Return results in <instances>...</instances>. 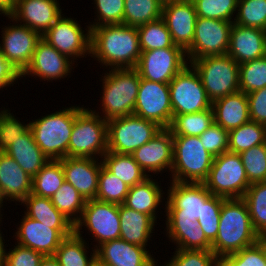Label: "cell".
I'll use <instances>...</instances> for the list:
<instances>
[{
    "label": "cell",
    "instance_id": "obj_1",
    "mask_svg": "<svg viewBox=\"0 0 266 266\" xmlns=\"http://www.w3.org/2000/svg\"><path fill=\"white\" fill-rule=\"evenodd\" d=\"M90 33V57L100 65L109 69L136 68L142 53L137 27L102 25L90 28Z\"/></svg>",
    "mask_w": 266,
    "mask_h": 266
},
{
    "label": "cell",
    "instance_id": "obj_2",
    "mask_svg": "<svg viewBox=\"0 0 266 266\" xmlns=\"http://www.w3.org/2000/svg\"><path fill=\"white\" fill-rule=\"evenodd\" d=\"M259 235L253 229L246 202L242 198L223 201L217 237L211 244L213 253L221 259L255 244Z\"/></svg>",
    "mask_w": 266,
    "mask_h": 266
},
{
    "label": "cell",
    "instance_id": "obj_3",
    "mask_svg": "<svg viewBox=\"0 0 266 266\" xmlns=\"http://www.w3.org/2000/svg\"><path fill=\"white\" fill-rule=\"evenodd\" d=\"M107 71L101 79V117L108 121L133 114L141 82L138 70L115 68Z\"/></svg>",
    "mask_w": 266,
    "mask_h": 266
},
{
    "label": "cell",
    "instance_id": "obj_4",
    "mask_svg": "<svg viewBox=\"0 0 266 266\" xmlns=\"http://www.w3.org/2000/svg\"><path fill=\"white\" fill-rule=\"evenodd\" d=\"M84 107L71 106L29 122L33 138L49 160L68 157V145L76 116Z\"/></svg>",
    "mask_w": 266,
    "mask_h": 266
},
{
    "label": "cell",
    "instance_id": "obj_5",
    "mask_svg": "<svg viewBox=\"0 0 266 266\" xmlns=\"http://www.w3.org/2000/svg\"><path fill=\"white\" fill-rule=\"evenodd\" d=\"M214 161L197 136H173L171 181L203 183Z\"/></svg>",
    "mask_w": 266,
    "mask_h": 266
},
{
    "label": "cell",
    "instance_id": "obj_6",
    "mask_svg": "<svg viewBox=\"0 0 266 266\" xmlns=\"http://www.w3.org/2000/svg\"><path fill=\"white\" fill-rule=\"evenodd\" d=\"M88 109L84 108L75 118L68 157L101 160L108 151L107 121L99 115V111Z\"/></svg>",
    "mask_w": 266,
    "mask_h": 266
},
{
    "label": "cell",
    "instance_id": "obj_7",
    "mask_svg": "<svg viewBox=\"0 0 266 266\" xmlns=\"http://www.w3.org/2000/svg\"><path fill=\"white\" fill-rule=\"evenodd\" d=\"M211 102L239 89V64L228 54L207 56L190 62Z\"/></svg>",
    "mask_w": 266,
    "mask_h": 266
},
{
    "label": "cell",
    "instance_id": "obj_8",
    "mask_svg": "<svg viewBox=\"0 0 266 266\" xmlns=\"http://www.w3.org/2000/svg\"><path fill=\"white\" fill-rule=\"evenodd\" d=\"M203 183L213 195L226 199L242 198L251 185L240 155L229 151L214 157L209 175Z\"/></svg>",
    "mask_w": 266,
    "mask_h": 266
},
{
    "label": "cell",
    "instance_id": "obj_9",
    "mask_svg": "<svg viewBox=\"0 0 266 266\" xmlns=\"http://www.w3.org/2000/svg\"><path fill=\"white\" fill-rule=\"evenodd\" d=\"M162 128L135 114L107 121L108 151L132 154L151 140Z\"/></svg>",
    "mask_w": 266,
    "mask_h": 266
},
{
    "label": "cell",
    "instance_id": "obj_10",
    "mask_svg": "<svg viewBox=\"0 0 266 266\" xmlns=\"http://www.w3.org/2000/svg\"><path fill=\"white\" fill-rule=\"evenodd\" d=\"M165 201V222H195L201 218L203 205L212 195L204 183L170 182Z\"/></svg>",
    "mask_w": 266,
    "mask_h": 266
},
{
    "label": "cell",
    "instance_id": "obj_11",
    "mask_svg": "<svg viewBox=\"0 0 266 266\" xmlns=\"http://www.w3.org/2000/svg\"><path fill=\"white\" fill-rule=\"evenodd\" d=\"M168 85L173 115L191 114L211 108L212 102L190 63Z\"/></svg>",
    "mask_w": 266,
    "mask_h": 266
},
{
    "label": "cell",
    "instance_id": "obj_12",
    "mask_svg": "<svg viewBox=\"0 0 266 266\" xmlns=\"http://www.w3.org/2000/svg\"><path fill=\"white\" fill-rule=\"evenodd\" d=\"M233 22L197 17L194 38L186 51L188 63L207 56L227 54Z\"/></svg>",
    "mask_w": 266,
    "mask_h": 266
},
{
    "label": "cell",
    "instance_id": "obj_13",
    "mask_svg": "<svg viewBox=\"0 0 266 266\" xmlns=\"http://www.w3.org/2000/svg\"><path fill=\"white\" fill-rule=\"evenodd\" d=\"M83 225L94 237L95 249L106 241L120 238L119 204L87 200L75 231L82 230Z\"/></svg>",
    "mask_w": 266,
    "mask_h": 266
},
{
    "label": "cell",
    "instance_id": "obj_14",
    "mask_svg": "<svg viewBox=\"0 0 266 266\" xmlns=\"http://www.w3.org/2000/svg\"><path fill=\"white\" fill-rule=\"evenodd\" d=\"M15 232L17 244L44 256L54 255L61 242L75 232V225H45L24 214Z\"/></svg>",
    "mask_w": 266,
    "mask_h": 266
},
{
    "label": "cell",
    "instance_id": "obj_15",
    "mask_svg": "<svg viewBox=\"0 0 266 266\" xmlns=\"http://www.w3.org/2000/svg\"><path fill=\"white\" fill-rule=\"evenodd\" d=\"M188 64L186 52L173 45L163 49L142 51L136 69L142 79L169 84Z\"/></svg>",
    "mask_w": 266,
    "mask_h": 266
},
{
    "label": "cell",
    "instance_id": "obj_16",
    "mask_svg": "<svg viewBox=\"0 0 266 266\" xmlns=\"http://www.w3.org/2000/svg\"><path fill=\"white\" fill-rule=\"evenodd\" d=\"M133 114L169 128L173 120L169 85L141 78Z\"/></svg>",
    "mask_w": 266,
    "mask_h": 266
},
{
    "label": "cell",
    "instance_id": "obj_17",
    "mask_svg": "<svg viewBox=\"0 0 266 266\" xmlns=\"http://www.w3.org/2000/svg\"><path fill=\"white\" fill-rule=\"evenodd\" d=\"M86 33L74 18L64 17V14L42 35L58 52L70 59L84 58L90 55L91 33Z\"/></svg>",
    "mask_w": 266,
    "mask_h": 266
},
{
    "label": "cell",
    "instance_id": "obj_18",
    "mask_svg": "<svg viewBox=\"0 0 266 266\" xmlns=\"http://www.w3.org/2000/svg\"><path fill=\"white\" fill-rule=\"evenodd\" d=\"M13 23L1 29L2 41L0 50L7 61L21 74L30 64L38 41L42 36L27 27L17 24L9 15H6Z\"/></svg>",
    "mask_w": 266,
    "mask_h": 266
},
{
    "label": "cell",
    "instance_id": "obj_19",
    "mask_svg": "<svg viewBox=\"0 0 266 266\" xmlns=\"http://www.w3.org/2000/svg\"><path fill=\"white\" fill-rule=\"evenodd\" d=\"M74 62L68 56L58 52L46 40L41 38L33 53L32 60L26 69L21 73V78L26 75L39 77L44 81H52L67 78L71 74Z\"/></svg>",
    "mask_w": 266,
    "mask_h": 266
},
{
    "label": "cell",
    "instance_id": "obj_20",
    "mask_svg": "<svg viewBox=\"0 0 266 266\" xmlns=\"http://www.w3.org/2000/svg\"><path fill=\"white\" fill-rule=\"evenodd\" d=\"M147 176L150 173L168 171L173 165V136L169 128H162L151 140L136 149L132 154ZM150 175H149V174Z\"/></svg>",
    "mask_w": 266,
    "mask_h": 266
},
{
    "label": "cell",
    "instance_id": "obj_21",
    "mask_svg": "<svg viewBox=\"0 0 266 266\" xmlns=\"http://www.w3.org/2000/svg\"><path fill=\"white\" fill-rule=\"evenodd\" d=\"M162 19L166 23L174 45L186 52L191 47L197 19L193 2L182 0L163 4Z\"/></svg>",
    "mask_w": 266,
    "mask_h": 266
},
{
    "label": "cell",
    "instance_id": "obj_22",
    "mask_svg": "<svg viewBox=\"0 0 266 266\" xmlns=\"http://www.w3.org/2000/svg\"><path fill=\"white\" fill-rule=\"evenodd\" d=\"M60 7L57 0H16L9 16L42 36L61 16Z\"/></svg>",
    "mask_w": 266,
    "mask_h": 266
},
{
    "label": "cell",
    "instance_id": "obj_23",
    "mask_svg": "<svg viewBox=\"0 0 266 266\" xmlns=\"http://www.w3.org/2000/svg\"><path fill=\"white\" fill-rule=\"evenodd\" d=\"M96 259L105 266H156L158 263L146 247L128 243L121 238L98 246Z\"/></svg>",
    "mask_w": 266,
    "mask_h": 266
},
{
    "label": "cell",
    "instance_id": "obj_24",
    "mask_svg": "<svg viewBox=\"0 0 266 266\" xmlns=\"http://www.w3.org/2000/svg\"><path fill=\"white\" fill-rule=\"evenodd\" d=\"M101 166L102 161L94 158H62L65 181L70 183L86 201L96 198Z\"/></svg>",
    "mask_w": 266,
    "mask_h": 266
},
{
    "label": "cell",
    "instance_id": "obj_25",
    "mask_svg": "<svg viewBox=\"0 0 266 266\" xmlns=\"http://www.w3.org/2000/svg\"><path fill=\"white\" fill-rule=\"evenodd\" d=\"M227 54L238 64L266 55V35L262 29L232 24Z\"/></svg>",
    "mask_w": 266,
    "mask_h": 266
},
{
    "label": "cell",
    "instance_id": "obj_26",
    "mask_svg": "<svg viewBox=\"0 0 266 266\" xmlns=\"http://www.w3.org/2000/svg\"><path fill=\"white\" fill-rule=\"evenodd\" d=\"M32 181L18 163L0 151V197L4 201L22 202L32 192Z\"/></svg>",
    "mask_w": 266,
    "mask_h": 266
},
{
    "label": "cell",
    "instance_id": "obj_27",
    "mask_svg": "<svg viewBox=\"0 0 266 266\" xmlns=\"http://www.w3.org/2000/svg\"><path fill=\"white\" fill-rule=\"evenodd\" d=\"M214 123L227 131L250 121L247 94L238 91L212 102Z\"/></svg>",
    "mask_w": 266,
    "mask_h": 266
},
{
    "label": "cell",
    "instance_id": "obj_28",
    "mask_svg": "<svg viewBox=\"0 0 266 266\" xmlns=\"http://www.w3.org/2000/svg\"><path fill=\"white\" fill-rule=\"evenodd\" d=\"M120 238L128 243L146 247L157 223L150 215L119 205Z\"/></svg>",
    "mask_w": 266,
    "mask_h": 266
},
{
    "label": "cell",
    "instance_id": "obj_29",
    "mask_svg": "<svg viewBox=\"0 0 266 266\" xmlns=\"http://www.w3.org/2000/svg\"><path fill=\"white\" fill-rule=\"evenodd\" d=\"M4 152L12 157L31 177H34L49 161V158L36 144L30 128L20 138L14 140Z\"/></svg>",
    "mask_w": 266,
    "mask_h": 266
},
{
    "label": "cell",
    "instance_id": "obj_30",
    "mask_svg": "<svg viewBox=\"0 0 266 266\" xmlns=\"http://www.w3.org/2000/svg\"><path fill=\"white\" fill-rule=\"evenodd\" d=\"M152 176L146 178L142 183L130 187L125 198L124 205L132 208L137 212L150 215L157 221L158 215L156 212L159 205H161L163 197V190Z\"/></svg>",
    "mask_w": 266,
    "mask_h": 266
},
{
    "label": "cell",
    "instance_id": "obj_31",
    "mask_svg": "<svg viewBox=\"0 0 266 266\" xmlns=\"http://www.w3.org/2000/svg\"><path fill=\"white\" fill-rule=\"evenodd\" d=\"M168 240L176 244V249L211 250V242L206 238L198 221L166 222Z\"/></svg>",
    "mask_w": 266,
    "mask_h": 266
},
{
    "label": "cell",
    "instance_id": "obj_32",
    "mask_svg": "<svg viewBox=\"0 0 266 266\" xmlns=\"http://www.w3.org/2000/svg\"><path fill=\"white\" fill-rule=\"evenodd\" d=\"M81 232L75 231L72 235L66 237L55 251L54 257L60 266H91L96 260L95 248H92V255L90 254L88 257L87 249L89 246Z\"/></svg>",
    "mask_w": 266,
    "mask_h": 266
},
{
    "label": "cell",
    "instance_id": "obj_33",
    "mask_svg": "<svg viewBox=\"0 0 266 266\" xmlns=\"http://www.w3.org/2000/svg\"><path fill=\"white\" fill-rule=\"evenodd\" d=\"M102 165L128 186L142 183L149 176L141 169L131 154L107 151L101 158Z\"/></svg>",
    "mask_w": 266,
    "mask_h": 266
},
{
    "label": "cell",
    "instance_id": "obj_34",
    "mask_svg": "<svg viewBox=\"0 0 266 266\" xmlns=\"http://www.w3.org/2000/svg\"><path fill=\"white\" fill-rule=\"evenodd\" d=\"M26 211L24 214L31 219L45 225H74L68 218L59 212L50 198L40 197L30 193L22 202Z\"/></svg>",
    "mask_w": 266,
    "mask_h": 266
},
{
    "label": "cell",
    "instance_id": "obj_35",
    "mask_svg": "<svg viewBox=\"0 0 266 266\" xmlns=\"http://www.w3.org/2000/svg\"><path fill=\"white\" fill-rule=\"evenodd\" d=\"M65 182L61 160H49L33 177L32 194L51 198Z\"/></svg>",
    "mask_w": 266,
    "mask_h": 266
},
{
    "label": "cell",
    "instance_id": "obj_36",
    "mask_svg": "<svg viewBox=\"0 0 266 266\" xmlns=\"http://www.w3.org/2000/svg\"><path fill=\"white\" fill-rule=\"evenodd\" d=\"M214 123L212 107L205 111L191 114L173 115L169 129L172 136H197L199 137Z\"/></svg>",
    "mask_w": 266,
    "mask_h": 266
},
{
    "label": "cell",
    "instance_id": "obj_37",
    "mask_svg": "<svg viewBox=\"0 0 266 266\" xmlns=\"http://www.w3.org/2000/svg\"><path fill=\"white\" fill-rule=\"evenodd\" d=\"M123 24L138 27L162 18L160 0H124Z\"/></svg>",
    "mask_w": 266,
    "mask_h": 266
},
{
    "label": "cell",
    "instance_id": "obj_38",
    "mask_svg": "<svg viewBox=\"0 0 266 266\" xmlns=\"http://www.w3.org/2000/svg\"><path fill=\"white\" fill-rule=\"evenodd\" d=\"M229 152L240 154L254 146L266 143V126L249 121L228 131Z\"/></svg>",
    "mask_w": 266,
    "mask_h": 266
},
{
    "label": "cell",
    "instance_id": "obj_39",
    "mask_svg": "<svg viewBox=\"0 0 266 266\" xmlns=\"http://www.w3.org/2000/svg\"><path fill=\"white\" fill-rule=\"evenodd\" d=\"M50 199L55 208L74 225L79 221L86 200L70 183L65 181Z\"/></svg>",
    "mask_w": 266,
    "mask_h": 266
},
{
    "label": "cell",
    "instance_id": "obj_40",
    "mask_svg": "<svg viewBox=\"0 0 266 266\" xmlns=\"http://www.w3.org/2000/svg\"><path fill=\"white\" fill-rule=\"evenodd\" d=\"M242 199L247 204L255 232L259 236L266 234V182L251 184Z\"/></svg>",
    "mask_w": 266,
    "mask_h": 266
},
{
    "label": "cell",
    "instance_id": "obj_41",
    "mask_svg": "<svg viewBox=\"0 0 266 266\" xmlns=\"http://www.w3.org/2000/svg\"><path fill=\"white\" fill-rule=\"evenodd\" d=\"M141 51L163 49L174 45L165 21L160 18L137 27Z\"/></svg>",
    "mask_w": 266,
    "mask_h": 266
},
{
    "label": "cell",
    "instance_id": "obj_42",
    "mask_svg": "<svg viewBox=\"0 0 266 266\" xmlns=\"http://www.w3.org/2000/svg\"><path fill=\"white\" fill-rule=\"evenodd\" d=\"M266 86V55L239 64V89L249 94Z\"/></svg>",
    "mask_w": 266,
    "mask_h": 266
},
{
    "label": "cell",
    "instance_id": "obj_43",
    "mask_svg": "<svg viewBox=\"0 0 266 266\" xmlns=\"http://www.w3.org/2000/svg\"><path fill=\"white\" fill-rule=\"evenodd\" d=\"M129 189L130 186L101 166L96 200L120 205L124 203Z\"/></svg>",
    "mask_w": 266,
    "mask_h": 266
},
{
    "label": "cell",
    "instance_id": "obj_44",
    "mask_svg": "<svg viewBox=\"0 0 266 266\" xmlns=\"http://www.w3.org/2000/svg\"><path fill=\"white\" fill-rule=\"evenodd\" d=\"M233 23L263 30L266 25V0H238Z\"/></svg>",
    "mask_w": 266,
    "mask_h": 266
},
{
    "label": "cell",
    "instance_id": "obj_45",
    "mask_svg": "<svg viewBox=\"0 0 266 266\" xmlns=\"http://www.w3.org/2000/svg\"><path fill=\"white\" fill-rule=\"evenodd\" d=\"M250 184L266 182V143L239 154Z\"/></svg>",
    "mask_w": 266,
    "mask_h": 266
},
{
    "label": "cell",
    "instance_id": "obj_46",
    "mask_svg": "<svg viewBox=\"0 0 266 266\" xmlns=\"http://www.w3.org/2000/svg\"><path fill=\"white\" fill-rule=\"evenodd\" d=\"M197 17L234 22L238 0H191ZM233 18V19H232Z\"/></svg>",
    "mask_w": 266,
    "mask_h": 266
},
{
    "label": "cell",
    "instance_id": "obj_47",
    "mask_svg": "<svg viewBox=\"0 0 266 266\" xmlns=\"http://www.w3.org/2000/svg\"><path fill=\"white\" fill-rule=\"evenodd\" d=\"M218 266H266V251L258 240L251 246L223 256Z\"/></svg>",
    "mask_w": 266,
    "mask_h": 266
},
{
    "label": "cell",
    "instance_id": "obj_48",
    "mask_svg": "<svg viewBox=\"0 0 266 266\" xmlns=\"http://www.w3.org/2000/svg\"><path fill=\"white\" fill-rule=\"evenodd\" d=\"M164 266H218L219 258L212 250L175 249ZM163 266V265H162Z\"/></svg>",
    "mask_w": 266,
    "mask_h": 266
},
{
    "label": "cell",
    "instance_id": "obj_49",
    "mask_svg": "<svg viewBox=\"0 0 266 266\" xmlns=\"http://www.w3.org/2000/svg\"><path fill=\"white\" fill-rule=\"evenodd\" d=\"M225 199L224 197L212 194L205 201L202 216L197 220L206 238L211 243H213L217 237L221 207Z\"/></svg>",
    "mask_w": 266,
    "mask_h": 266
},
{
    "label": "cell",
    "instance_id": "obj_50",
    "mask_svg": "<svg viewBox=\"0 0 266 266\" xmlns=\"http://www.w3.org/2000/svg\"><path fill=\"white\" fill-rule=\"evenodd\" d=\"M94 7H96V19L93 24L87 28L99 27L102 25L123 24L124 16V0H94ZM99 21V22H98Z\"/></svg>",
    "mask_w": 266,
    "mask_h": 266
},
{
    "label": "cell",
    "instance_id": "obj_51",
    "mask_svg": "<svg viewBox=\"0 0 266 266\" xmlns=\"http://www.w3.org/2000/svg\"><path fill=\"white\" fill-rule=\"evenodd\" d=\"M29 128V123L25 124L15 118L8 109L0 111V151L6 150L11 143Z\"/></svg>",
    "mask_w": 266,
    "mask_h": 266
},
{
    "label": "cell",
    "instance_id": "obj_52",
    "mask_svg": "<svg viewBox=\"0 0 266 266\" xmlns=\"http://www.w3.org/2000/svg\"><path fill=\"white\" fill-rule=\"evenodd\" d=\"M199 139L205 150L214 157L229 151L228 131L216 123H213L204 133H202L199 136Z\"/></svg>",
    "mask_w": 266,
    "mask_h": 266
},
{
    "label": "cell",
    "instance_id": "obj_53",
    "mask_svg": "<svg viewBox=\"0 0 266 266\" xmlns=\"http://www.w3.org/2000/svg\"><path fill=\"white\" fill-rule=\"evenodd\" d=\"M43 257L38 251L16 244L5 253V266H39Z\"/></svg>",
    "mask_w": 266,
    "mask_h": 266
},
{
    "label": "cell",
    "instance_id": "obj_54",
    "mask_svg": "<svg viewBox=\"0 0 266 266\" xmlns=\"http://www.w3.org/2000/svg\"><path fill=\"white\" fill-rule=\"evenodd\" d=\"M250 121L266 126V86L247 94Z\"/></svg>",
    "mask_w": 266,
    "mask_h": 266
},
{
    "label": "cell",
    "instance_id": "obj_55",
    "mask_svg": "<svg viewBox=\"0 0 266 266\" xmlns=\"http://www.w3.org/2000/svg\"><path fill=\"white\" fill-rule=\"evenodd\" d=\"M21 79V74L7 61L0 50V89L13 86Z\"/></svg>",
    "mask_w": 266,
    "mask_h": 266
},
{
    "label": "cell",
    "instance_id": "obj_56",
    "mask_svg": "<svg viewBox=\"0 0 266 266\" xmlns=\"http://www.w3.org/2000/svg\"><path fill=\"white\" fill-rule=\"evenodd\" d=\"M16 0H0V11L4 16L9 15L15 8Z\"/></svg>",
    "mask_w": 266,
    "mask_h": 266
},
{
    "label": "cell",
    "instance_id": "obj_57",
    "mask_svg": "<svg viewBox=\"0 0 266 266\" xmlns=\"http://www.w3.org/2000/svg\"><path fill=\"white\" fill-rule=\"evenodd\" d=\"M39 266H60V264L54 255H47L41 259Z\"/></svg>",
    "mask_w": 266,
    "mask_h": 266
},
{
    "label": "cell",
    "instance_id": "obj_58",
    "mask_svg": "<svg viewBox=\"0 0 266 266\" xmlns=\"http://www.w3.org/2000/svg\"><path fill=\"white\" fill-rule=\"evenodd\" d=\"M4 241L5 240L0 229V266H5L6 245H4Z\"/></svg>",
    "mask_w": 266,
    "mask_h": 266
},
{
    "label": "cell",
    "instance_id": "obj_59",
    "mask_svg": "<svg viewBox=\"0 0 266 266\" xmlns=\"http://www.w3.org/2000/svg\"><path fill=\"white\" fill-rule=\"evenodd\" d=\"M259 241L263 245L265 251H266V234L260 235L259 236Z\"/></svg>",
    "mask_w": 266,
    "mask_h": 266
},
{
    "label": "cell",
    "instance_id": "obj_60",
    "mask_svg": "<svg viewBox=\"0 0 266 266\" xmlns=\"http://www.w3.org/2000/svg\"><path fill=\"white\" fill-rule=\"evenodd\" d=\"M91 266H105L102 263H100L97 259L94 261V263Z\"/></svg>",
    "mask_w": 266,
    "mask_h": 266
},
{
    "label": "cell",
    "instance_id": "obj_61",
    "mask_svg": "<svg viewBox=\"0 0 266 266\" xmlns=\"http://www.w3.org/2000/svg\"><path fill=\"white\" fill-rule=\"evenodd\" d=\"M4 202H5V201H3V200L1 199V197H0V219H3V218H2V215H3V214H1V210H2L1 208H2Z\"/></svg>",
    "mask_w": 266,
    "mask_h": 266
},
{
    "label": "cell",
    "instance_id": "obj_62",
    "mask_svg": "<svg viewBox=\"0 0 266 266\" xmlns=\"http://www.w3.org/2000/svg\"><path fill=\"white\" fill-rule=\"evenodd\" d=\"M163 4L168 2H174V1H182V0H160Z\"/></svg>",
    "mask_w": 266,
    "mask_h": 266
},
{
    "label": "cell",
    "instance_id": "obj_63",
    "mask_svg": "<svg viewBox=\"0 0 266 266\" xmlns=\"http://www.w3.org/2000/svg\"><path fill=\"white\" fill-rule=\"evenodd\" d=\"M263 31H264V33H265V35H266V25H265V27H264Z\"/></svg>",
    "mask_w": 266,
    "mask_h": 266
}]
</instances>
